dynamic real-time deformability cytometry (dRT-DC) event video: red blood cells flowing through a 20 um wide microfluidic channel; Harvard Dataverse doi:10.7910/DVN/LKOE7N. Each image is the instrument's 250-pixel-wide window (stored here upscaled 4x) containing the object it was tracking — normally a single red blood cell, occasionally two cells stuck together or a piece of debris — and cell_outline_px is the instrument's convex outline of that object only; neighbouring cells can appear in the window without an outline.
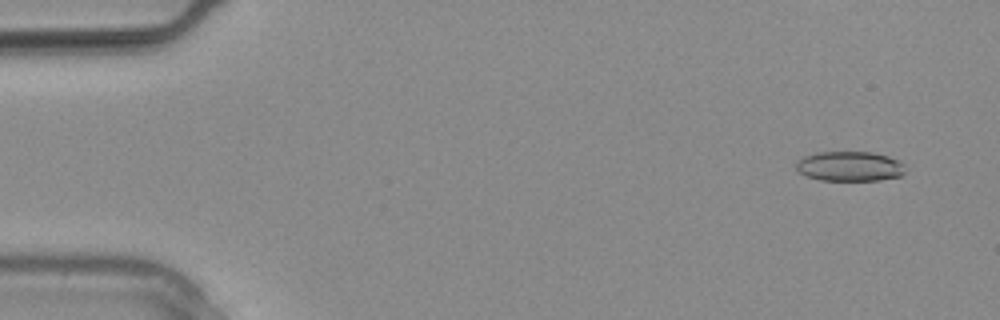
{"species": "common noctule bat (a hibernating species)", "species_latin": "Nyctalus noctula", "temperature_condition": "warm", "stored_images_in_passage": 9, "camera_frame_rate_fps": 3000, "um_per_image_px": 0.085, "animal": {"sex": "male", "body_mass_g": 20.4}, "frame": {"image": 1, "passage_image": 2, "time_ms": 0.333, "image_size_px": [1000, 320], "cell_outline_px": [[904, 172], [900, 176], [880, 180], [820, 180], [808, 176], [800, 172], [796, 168], [796, 160], [804, 156], [816, 152], [872, 152], [888, 156], [900, 160], [904, 164]], "centroid_in_image_um": [72.23, 14.12], "position_along_channel_um": 12.8, "area_um2": 19.02}}